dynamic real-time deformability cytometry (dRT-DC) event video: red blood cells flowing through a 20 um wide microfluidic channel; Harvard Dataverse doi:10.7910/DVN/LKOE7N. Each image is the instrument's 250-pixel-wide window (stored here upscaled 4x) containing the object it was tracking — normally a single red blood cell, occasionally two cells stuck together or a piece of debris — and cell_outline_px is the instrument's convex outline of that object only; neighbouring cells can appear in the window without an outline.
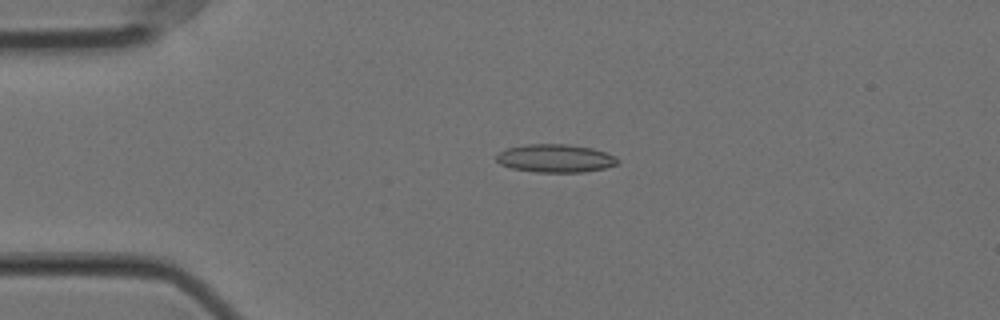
{"species": "Egyptian fruit bat (a non-hibernating species)", "species_latin": "Rousettus aegyptiacus", "temperature_condition": "cold", "stored_images_in_passage": 57, "camera_frame_rate_fps": 3000, "um_per_image_px": 0.085, "animal": {"sex": "female"}, "frame": {"image": 1, "passage_image": 13, "time_ms": 4.0, "image_size_px": [1000, 320], "cell_outline_px": [[620, 164], [604, 168], [584, 172], [536, 172], [512, 168], [500, 164], [496, 160], [496, 152], [504, 148], [528, 144], [564, 144], [592, 148], [616, 156], [620, 160]], "centroid_in_image_um": [47.19, 13.45], "position_along_channel_um": 37.8, "area_um2": 20.06}}
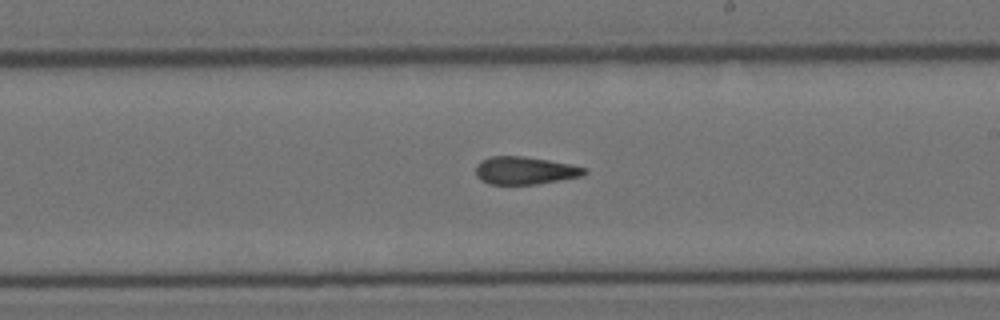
{"frame": {"image": 2, "passage_image": 33, "time_ms": 10.667, "image_size_px": [1000, 320], "cell_outline_px": [[588, 172], [584, 176], [536, 184], [488, 184], [480, 180], [476, 176], [476, 164], [480, 160], [492, 156], [524, 156], [572, 164], [588, 168]], "centroid_in_image_um": [44.64, 14.49], "position_along_channel_um": 244.4, "area_um2": 17.8}}
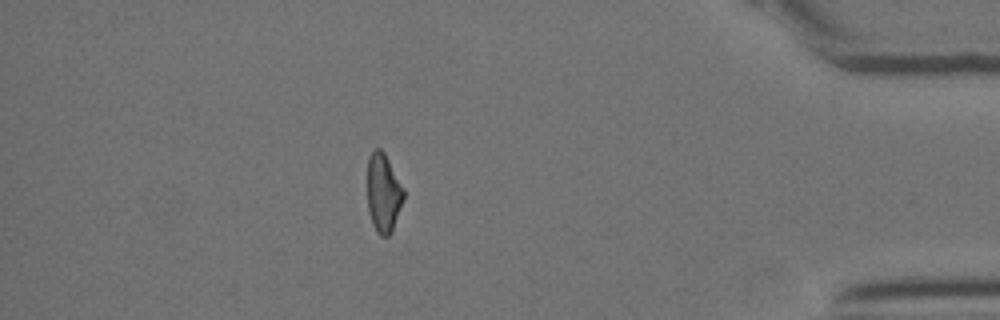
{"frame": {"image": 3, "passage_image": 50, "time_ms": 16.333, "image_size_px": [1000, 320], "cell_outline_px": [[404, 200], [392, 232], [388, 236], [380, 236], [376, 232], [372, 224], [368, 212], [368, 156], [372, 148], [380, 148], [384, 152], [404, 188]], "centroid_in_image_um": [32.59, 16.41], "position_along_channel_um": 402.6, "area_um2": 16.94}, "authors_computed_cell_mechanics": {"area_um2": 18.3226, "velocity_mm_per_s": 3.5569, "shape_relaxation_time_tau1_ms": null, "shape_relaxation_time_tau2_ms": 4.2396, "deformation_change_tau1": null, "deformation_change_tau2": 0.1288}}